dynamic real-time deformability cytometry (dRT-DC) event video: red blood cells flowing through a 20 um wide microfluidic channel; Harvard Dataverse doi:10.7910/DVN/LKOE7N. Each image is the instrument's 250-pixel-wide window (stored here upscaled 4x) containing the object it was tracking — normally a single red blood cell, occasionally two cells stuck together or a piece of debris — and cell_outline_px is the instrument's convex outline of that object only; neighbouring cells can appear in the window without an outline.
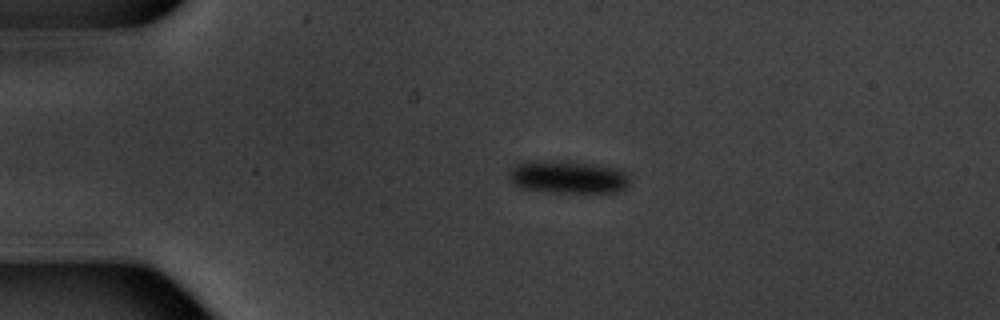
{"species": "common noctule bat (a hibernating species)", "species_latin": "Nyctalus noctula", "temperature_condition": "warm", "stored_images_in_passage": 5, "camera_frame_rate_fps": 3000, "um_per_image_px": 0.085, "animal": {"sex": "male", "body_mass_g": 20.1, "forearm_length_mm": 53.5}, "frame": {"image": 1, "passage_image": 3, "time_ms": 3.0, "image_size_px": [1000, 320], "cell_outline_px": [[628, 184], [620, 192], [552, 192], [520, 188], [512, 184], [508, 180], [508, 168], [524, 160], [568, 160], [596, 164], [616, 168], [624, 172], [628, 176]], "centroid_in_image_um": [48.17, 15.02], "position_along_channel_um": 36.8, "area_um2": 23.7}}
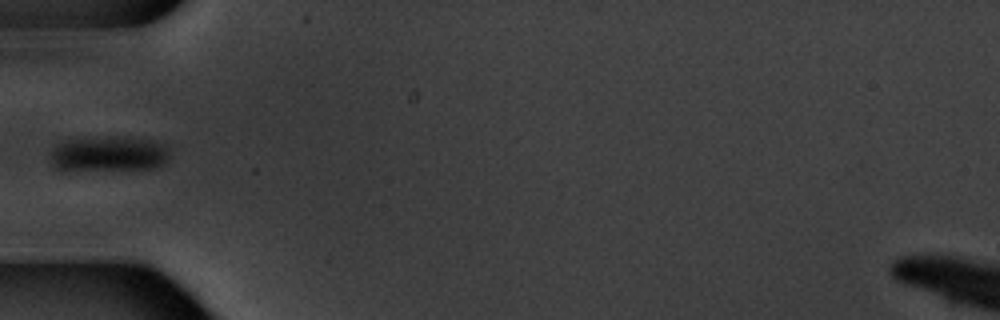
{"frame": {"image": 2, "passage_image": 5, "time_ms": 5.333, "image_size_px": [1000, 320], "cell_outline_px": [[168, 160], [164, 164], [156, 168], [64, 172], [56, 168], [52, 164], [48, 156], [56, 144], [72, 140], [108, 136], [124, 136], [156, 140], [164, 144], [168, 152]], "centroid_in_image_um": [9.22, 13.11], "position_along_channel_um": 75.8, "area_um2": 25.43}}